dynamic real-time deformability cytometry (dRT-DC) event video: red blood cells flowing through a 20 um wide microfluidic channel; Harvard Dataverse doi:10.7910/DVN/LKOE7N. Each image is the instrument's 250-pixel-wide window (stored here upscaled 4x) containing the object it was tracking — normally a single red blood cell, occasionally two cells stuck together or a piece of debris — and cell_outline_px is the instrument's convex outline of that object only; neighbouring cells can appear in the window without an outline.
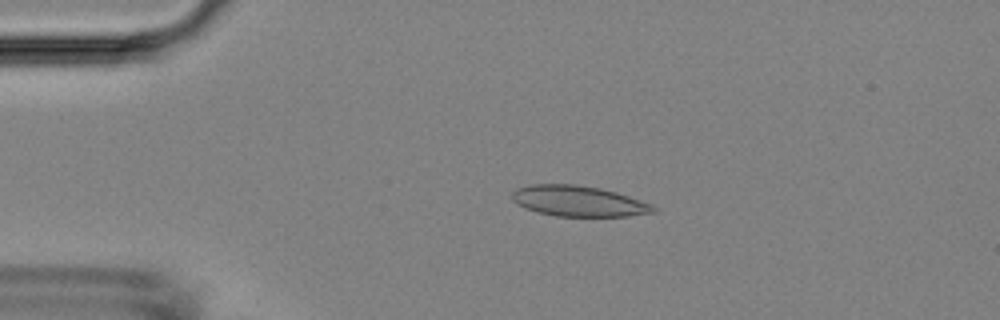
{"species": "Egyptian fruit bat (a non-hibernating species)", "species_latin": "Rousettus aegyptiacus", "temperature_condition": "room temperature", "stored_images_in_passage": 53, "camera_frame_rate_fps": 3000, "um_per_image_px": 0.085, "animal": {"sex": "female"}, "frame": {"image": 1, "passage_image": 11, "time_ms": 3.333, "image_size_px": [1000, 320], "cell_outline_px": [[656, 212], [628, 216], [556, 216], [536, 212], [524, 208], [516, 204], [512, 200], [512, 192], [516, 188], [528, 184], [576, 184], [600, 188], [616, 192], [652, 204], [656, 208]], "centroid_in_image_um": [49.13, 17.09], "position_along_channel_um": 35.9, "area_um2": 25.43}}
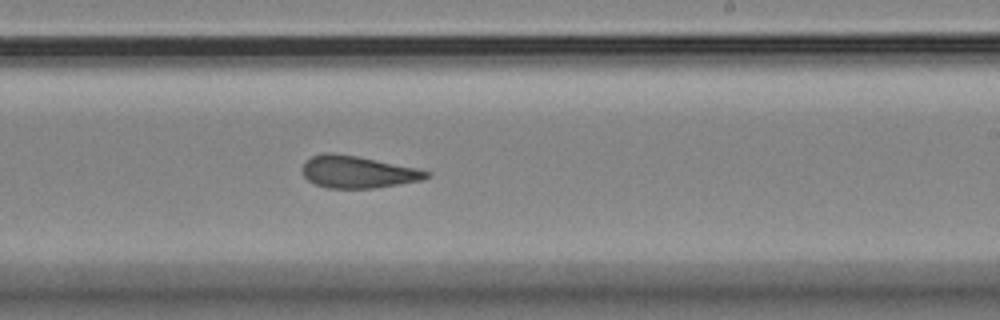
{"frame": {"image": 2, "passage_image": 32, "time_ms": 10.333, "image_size_px": [1000, 320], "cell_outline_px": [[432, 176], [420, 180], [400, 184], [376, 188], [328, 188], [316, 184], [308, 180], [304, 176], [300, 168], [312, 156], [324, 152], [328, 152], [356, 156], [416, 168], [432, 172]], "centroid_in_image_um": [30.41, 14.62], "position_along_channel_um": 258.6, "area_um2": 23.12}}
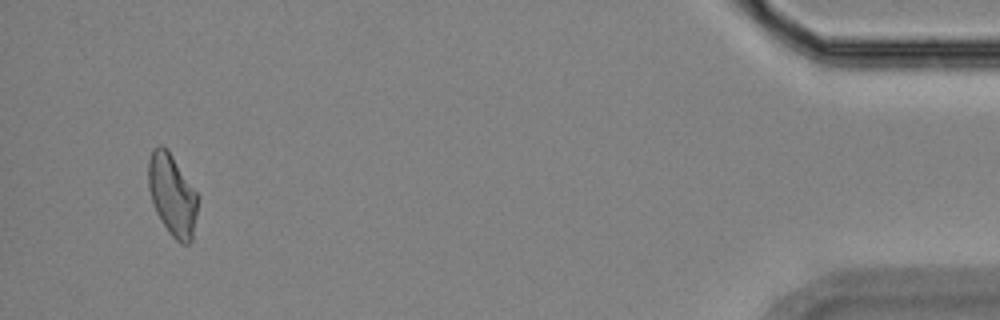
{"frame": {"image": 3, "passage_image": 51, "time_ms": 16.667, "image_size_px": [1000, 320], "cell_outline_px": [[200, 196], [192, 240], [188, 244], [180, 244], [168, 232], [156, 212], [152, 204], [148, 188], [148, 160], [152, 148], [160, 144], [168, 148]], "centroid_in_image_um": [14.65, 16.54], "position_along_channel_um": 420.5, "area_um2": 24.16}, "authors_computed_cell_mechanics": {"area_um2": 23.8714, "velocity_mm_per_s": 3.7041, "shape_relaxation_time_tau1_ms": null, "shape_relaxation_time_tau2_ms": 3.0826, "deformation_change_tau1": null, "deformation_change_tau2": 0.1179}}